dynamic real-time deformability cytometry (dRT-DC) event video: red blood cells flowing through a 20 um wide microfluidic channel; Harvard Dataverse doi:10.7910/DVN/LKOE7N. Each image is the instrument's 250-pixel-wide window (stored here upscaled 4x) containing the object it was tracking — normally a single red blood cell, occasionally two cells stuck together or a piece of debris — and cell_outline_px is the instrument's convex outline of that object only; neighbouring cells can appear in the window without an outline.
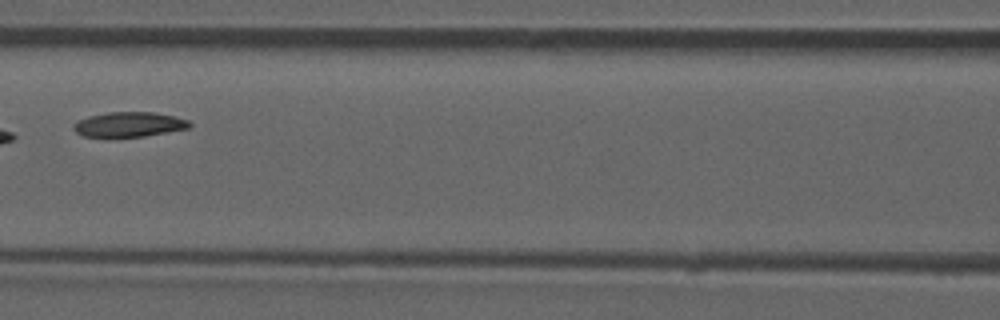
{"species": "common noctule bat (a hibernating species)", "species_latin": "Nyctalus noctula", "temperature_condition": "room temperature", "stored_images_in_passage": 7, "camera_frame_rate_fps": 3000, "um_per_image_px": 0.085, "animal": {"sex": "male", "forearm_length_mm": 52.5}, "frame": {"image": 1, "passage_image": 6, "time_ms": 7.0, "image_size_px": [1000, 320], "cell_outline_px": [[192, 124], [188, 128], [144, 136], [84, 136], [76, 132], [72, 128], [72, 124], [76, 120], [88, 116], [108, 112], [152, 112], [176, 116], [188, 120]], "centroid_in_image_um": [10.94, 10.56], "position_along_channel_um": 155.7, "area_um2": 16.7}}